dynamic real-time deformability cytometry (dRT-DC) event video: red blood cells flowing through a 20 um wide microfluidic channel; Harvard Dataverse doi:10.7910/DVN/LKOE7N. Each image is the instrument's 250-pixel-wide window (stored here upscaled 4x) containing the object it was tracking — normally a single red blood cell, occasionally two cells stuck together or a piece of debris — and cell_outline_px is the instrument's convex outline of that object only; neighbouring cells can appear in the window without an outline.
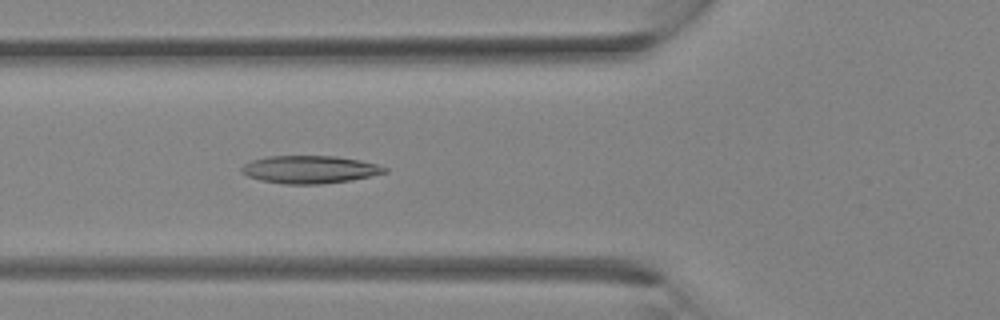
{"species": "Egyptian fruit bat (a non-hibernating species)", "species_latin": "Rousettus aegyptiacus", "temperature_condition": "room temperature", "stored_images_in_passage": 12, "camera_frame_rate_fps": 3000, "um_per_image_px": 0.085, "animal": {"sex": "female"}, "frame": {"image": 1, "passage_image": 12, "time_ms": 3.667, "image_size_px": [1000, 320], "cell_outline_px": [[388, 172], [352, 180], [320, 184], [284, 184], [260, 180], [248, 176], [240, 172], [240, 168], [244, 164], [252, 160], [268, 156], [336, 156], [360, 160], [376, 164], [388, 168]], "centroid_in_image_um": [26.32, 14.41], "position_along_channel_um": 99.5, "area_um2": 23.18}}